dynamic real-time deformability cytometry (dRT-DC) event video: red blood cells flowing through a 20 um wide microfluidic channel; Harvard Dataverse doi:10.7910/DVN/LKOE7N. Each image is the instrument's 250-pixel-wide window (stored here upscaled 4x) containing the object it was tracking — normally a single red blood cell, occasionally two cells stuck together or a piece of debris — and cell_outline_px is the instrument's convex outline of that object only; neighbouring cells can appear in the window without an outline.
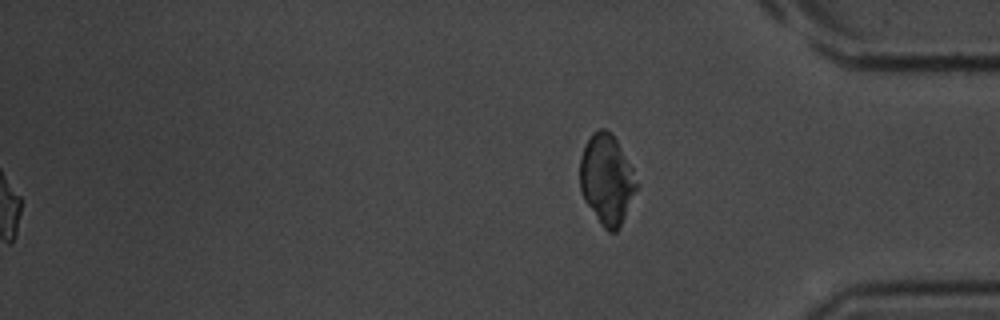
{"species": "common noctule bat (a hibernating species)", "species_latin": "Nyctalus noctula", "temperature_condition": "room temperature", "stored_images_in_passage": 33, "segment_of_instrument_passage": [2, 2], "camera_frame_rate_fps": 3000, "um_per_image_px": 0.085, "animal": {"sex": "male", "body_mass_g": 20.1, "forearm_length_mm": 53.5}, "frame": {"image": 1, "passage_image": 33, "time_ms": 10.667, "image_size_px": [1000, 320], "cell_outline_px": [[636, 188], [624, 216], [616, 232], [608, 232], [600, 224], [584, 200], [580, 188], [580, 156], [584, 144], [592, 132], [600, 128], [604, 128], [612, 132], [632, 168], [636, 184]], "centroid_in_image_um": [51.52, 15.21], "position_along_channel_um": 383.7, "area_um2": 29.36}}